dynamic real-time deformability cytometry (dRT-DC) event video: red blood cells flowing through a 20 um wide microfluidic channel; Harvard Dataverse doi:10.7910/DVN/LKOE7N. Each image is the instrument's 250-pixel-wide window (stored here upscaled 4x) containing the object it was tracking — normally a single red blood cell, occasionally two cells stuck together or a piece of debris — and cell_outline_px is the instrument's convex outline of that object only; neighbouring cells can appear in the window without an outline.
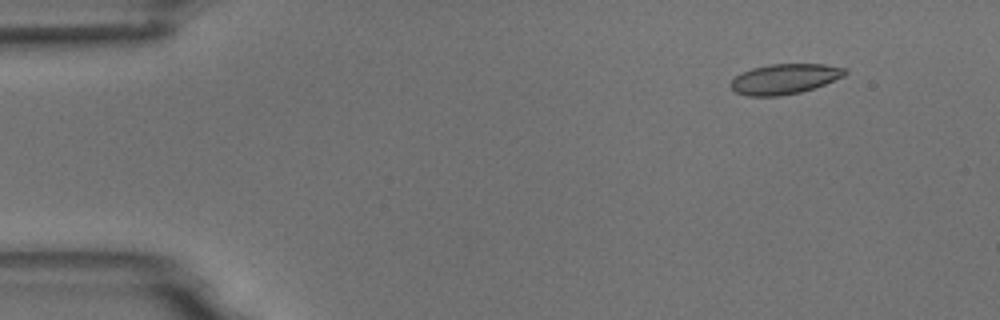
{"species": "common noctule bat (a hibernating species)", "species_latin": "Nyctalus noctula", "temperature_condition": "room temperature", "stored_images_in_passage": 4, "camera_frame_rate_fps": 3000, "um_per_image_px": 0.085, "animal": {"sex": "male", "body_mass_g": 18.8}, "frame": {"image": 1, "passage_image": 2, "time_ms": 1.0, "image_size_px": [1000, 320], "cell_outline_px": [[848, 72], [844, 76], [824, 84], [800, 92], [780, 96], [748, 96], [736, 92], [732, 88], [732, 80], [740, 72], [752, 68], [772, 64], [824, 64], [848, 68]], "centroid_in_image_um": [66.71, 6.7], "position_along_channel_um": 18.3, "area_um2": 20.0}}